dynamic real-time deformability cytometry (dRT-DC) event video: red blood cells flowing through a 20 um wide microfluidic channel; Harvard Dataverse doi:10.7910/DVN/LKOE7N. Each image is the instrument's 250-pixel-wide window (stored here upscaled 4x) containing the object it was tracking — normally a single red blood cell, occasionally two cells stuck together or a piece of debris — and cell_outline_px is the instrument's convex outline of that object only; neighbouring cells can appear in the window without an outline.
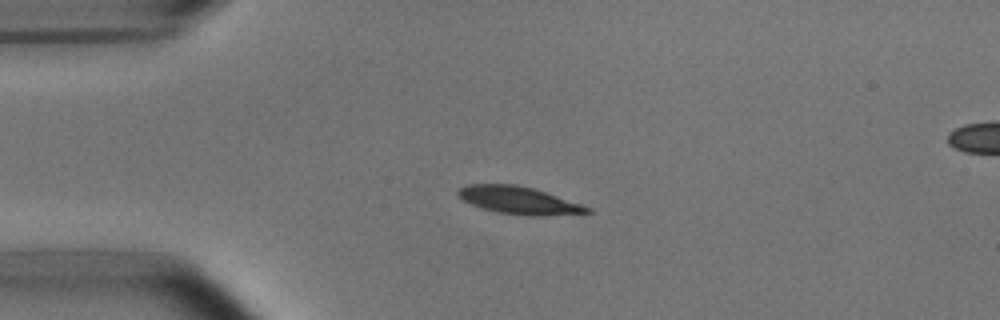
{"species": "common noctule bat (a hibernating species)", "species_latin": "Nyctalus noctula", "temperature_condition": "room temperature", "stored_images_in_passage": 43, "camera_frame_rate_fps": 3000, "um_per_image_px": 0.085, "animal": {"sex": "male", "body_mass_g": 15.6}, "frame": {"image": 1, "passage_image": 1, "time_ms": 0.0, "image_size_px": [1000, 320], "cell_outline_px": [[592, 212], [540, 216], [528, 216], [496, 212], [472, 204], [464, 200], [456, 192], [460, 188], [468, 184], [516, 184], [532, 188], [592, 208]], "centroid_in_image_um": [44.09, 17.03], "position_along_channel_um": 40.9, "area_um2": 20.29}}
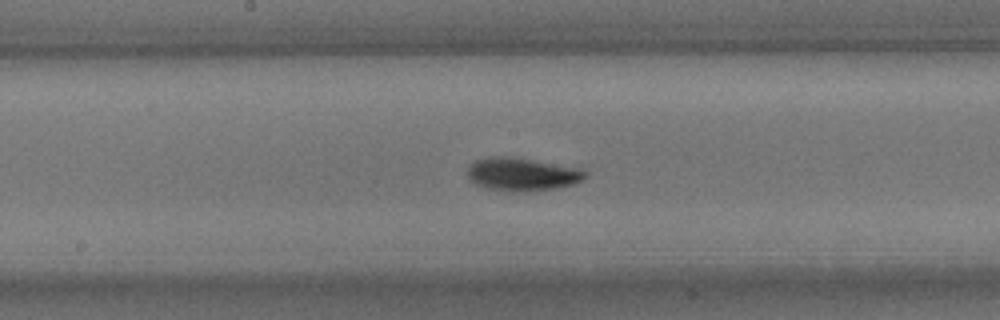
{"frame": {"image": 2, "passage_image": 16, "time_ms": 5.0, "image_size_px": [1000, 320], "cell_outline_px": [[588, 176], [584, 180], [576, 184], [556, 188], [520, 192], [512, 192], [488, 188], [476, 184], [468, 176], [468, 168], [476, 160], [488, 156], [508, 156], [580, 168], [588, 172]], "centroid_in_image_um": [44.43, 14.81], "position_along_channel_um": 203.8, "area_um2": 22.72}}
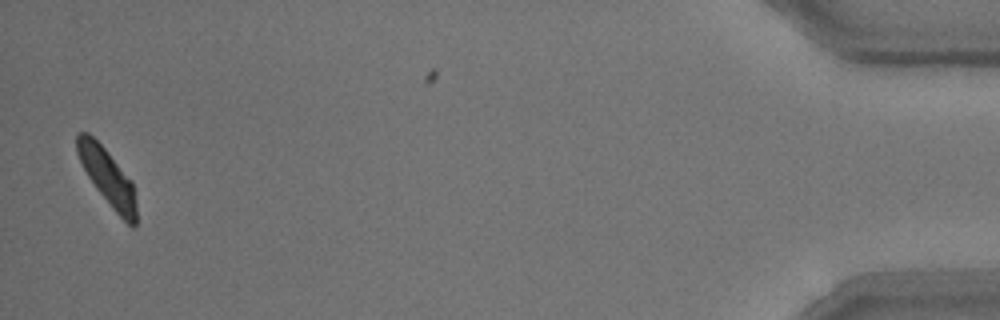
{"frame": {"image": 3, "passage_image": 41, "time_ms": 13.333, "image_size_px": [1000, 320], "cell_outline_px": [[136, 228], [132, 228], [116, 212], [96, 188], [88, 176], [76, 152], [76, 132], [88, 132], [104, 148], [132, 180], [136, 200]], "centroid_in_image_um": [9.15, 15.05], "position_along_channel_um": 426.1, "area_um2": 19.36}, "authors_computed_cell_mechanics": {"area_um2": 21.2126, "velocity_mm_per_s": 3.7312, "shape_relaxation_time_tau1_ms": 2.9124, "shape_relaxation_time_tau2_ms": 3.1229, "deformation_change_tau1": 0.1166, "deformation_change_tau2": 0.0557}}